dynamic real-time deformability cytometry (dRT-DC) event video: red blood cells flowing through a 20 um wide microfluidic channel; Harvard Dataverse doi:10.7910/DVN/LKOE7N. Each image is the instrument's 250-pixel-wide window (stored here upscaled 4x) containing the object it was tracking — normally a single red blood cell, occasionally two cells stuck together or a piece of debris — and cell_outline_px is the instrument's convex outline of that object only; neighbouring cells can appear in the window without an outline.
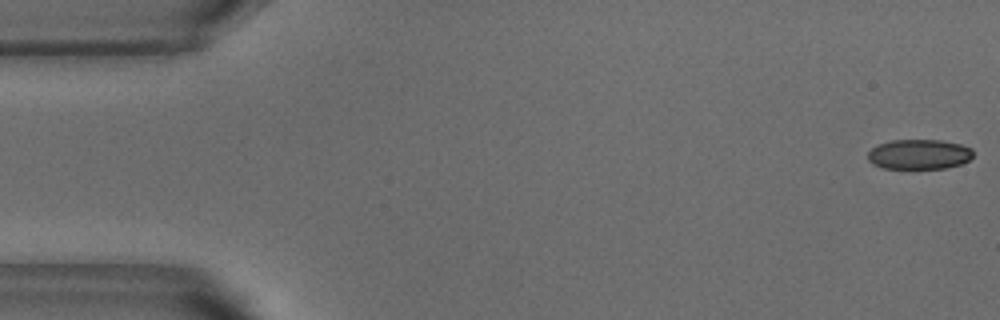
{"species": "common noctule bat (a hibernating species)", "species_latin": "Nyctalus noctula", "temperature_condition": "warm", "stored_images_in_passage": 52, "camera_frame_rate_fps": 3000, "um_per_image_px": 0.085, "animal": {"sex": "male", "body_mass_g": 18.8}, "frame": {"image": 1, "passage_image": 1, "time_ms": 0.0, "image_size_px": [1000, 320], "cell_outline_px": [[972, 156], [968, 160], [960, 164], [944, 168], [884, 168], [872, 164], [868, 160], [868, 152], [872, 148], [880, 144], [892, 140], [940, 140], [960, 144], [972, 148]], "centroid_in_image_um": [78.11, 13.11], "position_along_channel_um": 6.9, "area_um2": 18.21}}
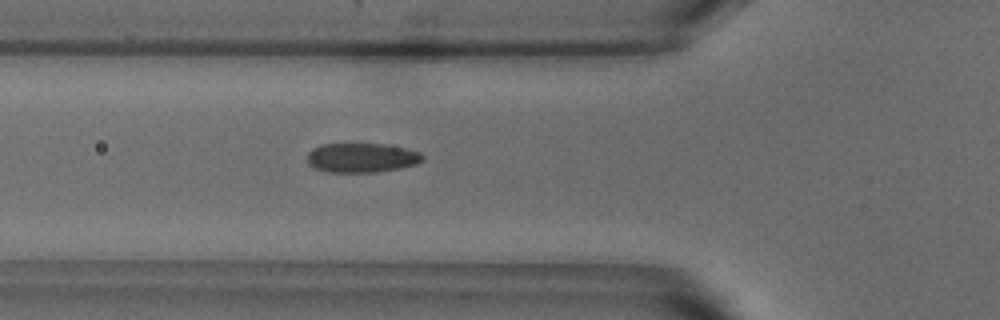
{"frame": {"image": 2, "passage_image": 18, "time_ms": 5.667, "image_size_px": [1000, 320], "cell_outline_px": [[424, 160], [416, 164], [400, 168], [376, 172], [328, 172], [316, 168], [308, 164], [308, 152], [312, 148], [320, 144], [384, 144], [404, 148], [420, 152], [424, 156]], "centroid_in_image_um": [30.74, 13.4], "position_along_channel_um": 95.1, "area_um2": 19.77}}
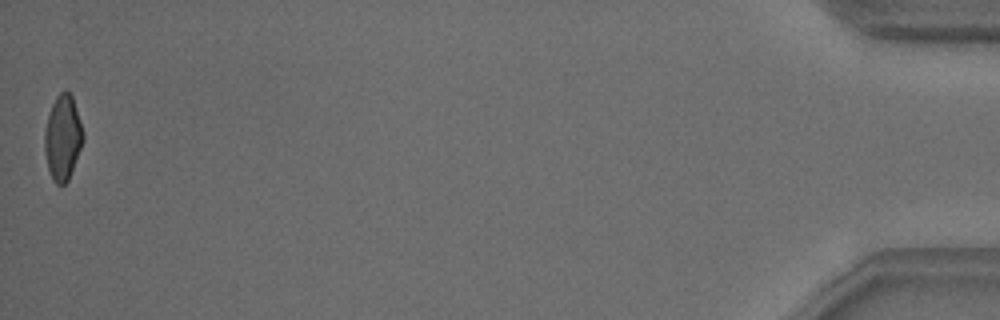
{"frame": {"image": 3, "passage_image": 52, "time_ms": 17.0, "image_size_px": [1000, 320], "cell_outline_px": [[84, 140], [68, 180], [64, 184], [56, 184], [52, 180], [48, 168], [44, 152], [44, 132], [48, 116], [52, 104], [56, 96], [60, 92], [68, 92], [72, 96], [84, 136]], "centroid_in_image_um": [5.31, 11.73], "position_along_channel_um": 429.9, "area_um2": 18.84}, "authors_computed_cell_mechanics": {"area_um2": 19.941, "velocity_mm_per_s": 3.8304, "shape_relaxation_time_tau1_ms": 5.4441, "shape_relaxation_time_tau2_ms": 0.7941, "deformation_change_tau1": 0.1525, "deformation_change_tau2": 0.0591}}